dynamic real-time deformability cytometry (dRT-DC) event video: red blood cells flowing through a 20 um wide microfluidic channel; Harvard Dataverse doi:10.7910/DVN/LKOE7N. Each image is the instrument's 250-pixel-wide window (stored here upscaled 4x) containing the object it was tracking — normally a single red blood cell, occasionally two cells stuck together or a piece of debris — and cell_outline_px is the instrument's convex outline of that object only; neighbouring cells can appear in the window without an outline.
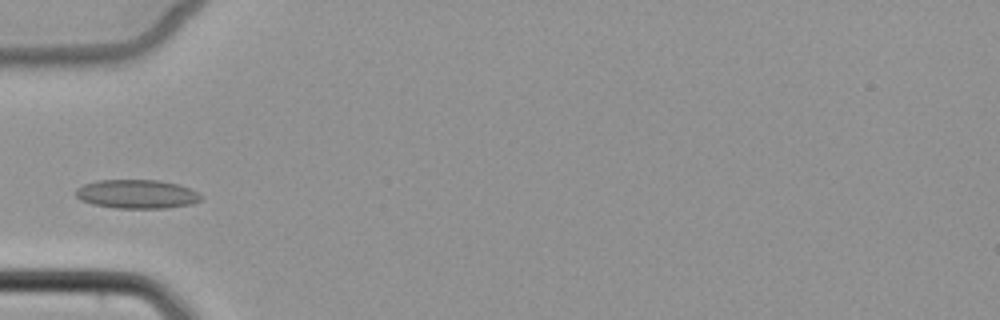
{"species": "common noctule bat (a hibernating species)", "species_latin": "Nyctalus noctula", "temperature_condition": "cold", "stored_images_in_passage": 3, "camera_frame_rate_fps": 3000, "um_per_image_px": 0.085, "animal": {"sex": "female", "body_mass_g": 22.7, "forearm_length_mm": 54.2}, "frame": {"image": 1, "passage_image": 3, "time_ms": 2.667, "image_size_px": [1000, 320], "cell_outline_px": [[204, 196], [200, 200], [192, 204], [168, 208], [116, 208], [92, 204], [80, 200], [76, 196], [76, 188], [84, 184], [96, 180], [160, 180], [176, 184], [188, 188]], "centroid_in_image_um": [11.61, 16.5], "position_along_channel_um": 73.4, "area_um2": 21.1}}